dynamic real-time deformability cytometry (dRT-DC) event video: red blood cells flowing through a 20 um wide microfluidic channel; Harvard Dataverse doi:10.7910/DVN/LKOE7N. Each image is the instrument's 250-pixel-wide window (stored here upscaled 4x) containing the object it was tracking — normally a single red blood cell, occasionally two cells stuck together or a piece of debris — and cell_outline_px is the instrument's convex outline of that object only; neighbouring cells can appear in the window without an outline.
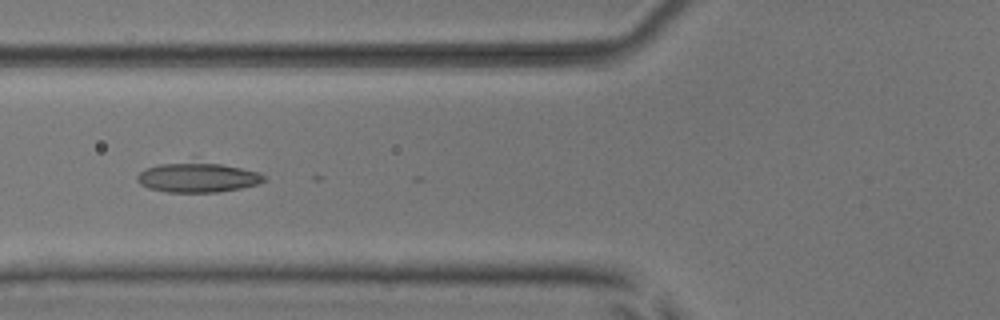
{"species": "common noctule bat (a hibernating species)", "species_latin": "Nyctalus noctula", "temperature_condition": "room temperature", "stored_images_in_passage": 8, "camera_frame_rate_fps": 3000, "um_per_image_px": 0.085, "animal": {"sex": "male", "body_mass_g": 17.9, "forearm_length_mm": 54.2}, "frame": {"image": 1, "passage_image": 6, "time_ms": 1.667, "image_size_px": [1000, 320], "cell_outline_px": [[264, 180], [256, 184], [240, 188], [216, 192], [168, 192], [148, 188], [140, 184], [136, 180], [136, 176], [140, 172], [148, 168], [160, 164], [220, 164], [260, 172], [264, 176]], "centroid_in_image_um": [16.78, 15.12], "position_along_channel_um": 109.0, "area_um2": 21.1}}
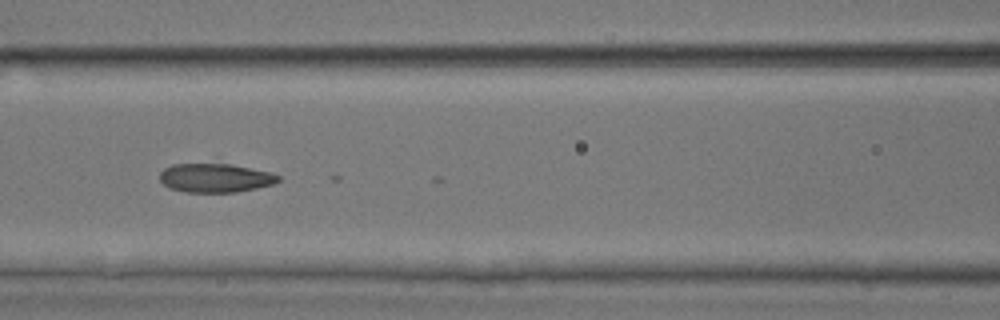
{"frame": {"image": 2, "passage_image": 7, "time_ms": 2.0, "image_size_px": [1000, 320], "cell_outline_px": [[280, 180], [272, 184], [256, 188], [236, 192], [184, 192], [168, 188], [160, 180], [160, 172], [164, 168], [172, 164], [232, 164], [272, 172], [280, 176]], "centroid_in_image_um": [18.29, 15.12], "position_along_channel_um": 148.3, "area_um2": 20.0}}